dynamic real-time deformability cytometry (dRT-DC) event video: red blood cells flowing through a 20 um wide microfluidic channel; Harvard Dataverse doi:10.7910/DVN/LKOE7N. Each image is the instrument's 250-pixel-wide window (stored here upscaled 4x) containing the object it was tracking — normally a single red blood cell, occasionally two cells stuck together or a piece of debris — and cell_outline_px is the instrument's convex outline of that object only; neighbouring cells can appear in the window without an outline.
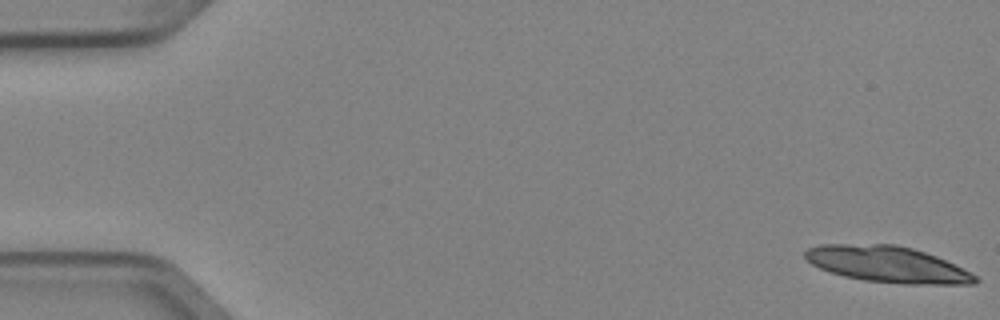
{"species": "Egyptian fruit bat (a non-hibernating species)", "species_latin": "Rousettus aegyptiacus", "temperature_condition": "cold", "stored_images_in_passage": 5, "camera_frame_rate_fps": 3000, "um_per_image_px": 0.085, "animal": {"sex": "female"}, "frame": {"image": 1, "passage_image": 1, "time_ms": 0.0, "image_size_px": [1000, 320], "cell_outline_px": [[980, 280], [976, 284], [904, 284], [864, 280], [844, 276], [820, 268], [812, 264], [804, 256], [804, 252], [808, 248], [820, 244], [896, 244], [912, 248], [936, 256], [976, 276]], "centroid_in_image_um": [75.41, 22.46], "position_along_channel_um": 9.6, "area_um2": 35.55}}